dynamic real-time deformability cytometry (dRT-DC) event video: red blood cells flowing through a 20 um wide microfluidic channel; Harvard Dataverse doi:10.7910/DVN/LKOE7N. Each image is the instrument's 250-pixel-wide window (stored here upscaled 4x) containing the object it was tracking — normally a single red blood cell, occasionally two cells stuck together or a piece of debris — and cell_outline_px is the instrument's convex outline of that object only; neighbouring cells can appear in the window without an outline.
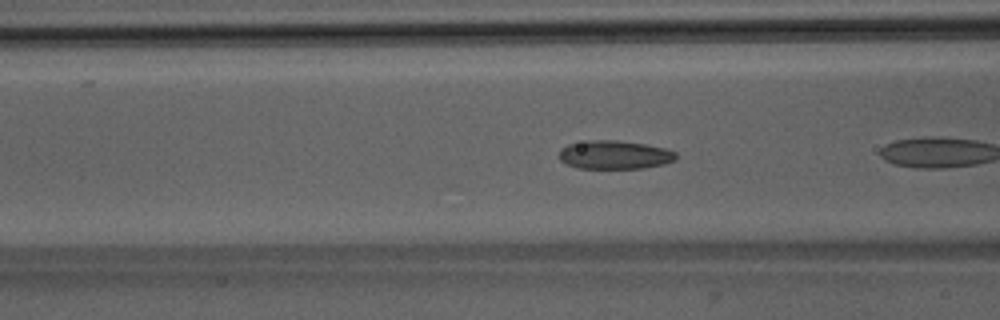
{"species": "Egyptian fruit bat (a non-hibernating species)", "species_latin": "Rousettus aegyptiacus", "temperature_condition": "room temperature", "stored_images_in_passage": 9, "camera_frame_rate_fps": 3000, "um_per_image_px": 0.085, "animal": {"sex": "male"}, "frame": {"image": 1, "passage_image": 4, "time_ms": 1.0, "image_size_px": [1000, 320], "cell_outline_px": [[676, 160], [664, 164], [644, 168], [576, 168], [560, 160], [560, 148], [568, 144], [588, 140], [616, 140], [644, 144], [664, 148], [676, 152]], "centroid_in_image_um": [52.24, 13.16], "position_along_channel_um": 114.4, "area_um2": 19.42}}